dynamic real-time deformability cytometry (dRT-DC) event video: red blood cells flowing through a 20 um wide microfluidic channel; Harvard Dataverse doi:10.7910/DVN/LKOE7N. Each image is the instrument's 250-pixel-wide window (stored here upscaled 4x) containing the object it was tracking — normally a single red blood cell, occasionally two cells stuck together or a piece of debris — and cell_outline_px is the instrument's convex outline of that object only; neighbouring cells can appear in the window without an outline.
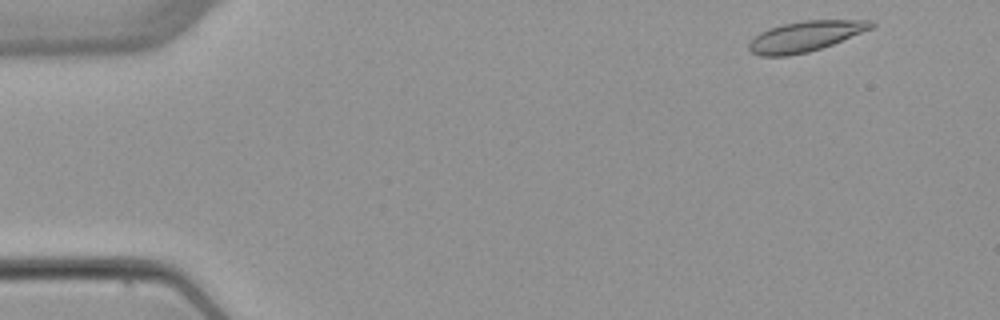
{"species": "common noctule bat (a hibernating species)", "species_latin": "Nyctalus noctula", "temperature_condition": "warm", "stored_images_in_passage": 4, "camera_frame_rate_fps": 3000, "um_per_image_px": 0.085, "animal": {"sex": "female", "body_mass_g": 22.7, "forearm_length_mm": 54.2}, "frame": {"image": 1, "passage_image": 1, "time_ms": 0.0, "image_size_px": [1000, 320], "cell_outline_px": [[876, 24], [872, 28], [832, 44], [808, 52], [788, 56], [760, 56], [752, 52], [748, 48], [748, 44], [760, 32], [768, 28], [784, 24], [804, 20], [872, 20]], "centroid_in_image_um": [68.44, 3.08], "position_along_channel_um": 16.6, "area_um2": 21.5}}
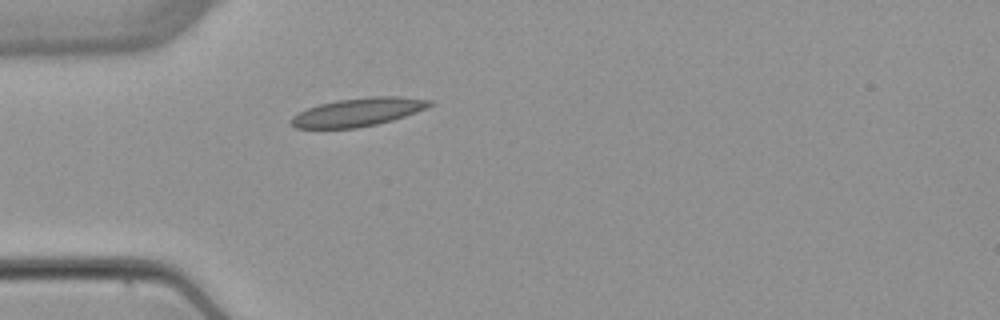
{"frame": {"image": 2, "passage_image": 4, "time_ms": 3.667, "image_size_px": [1000, 320], "cell_outline_px": [[432, 104], [428, 108], [392, 120], [376, 124], [356, 128], [296, 128], [288, 120], [292, 116], [308, 108], [320, 104], [336, 100], [368, 96], [400, 96], [432, 100]], "centroid_in_image_um": [30.44, 9.52], "position_along_channel_um": 54.6, "area_um2": 22.83}}